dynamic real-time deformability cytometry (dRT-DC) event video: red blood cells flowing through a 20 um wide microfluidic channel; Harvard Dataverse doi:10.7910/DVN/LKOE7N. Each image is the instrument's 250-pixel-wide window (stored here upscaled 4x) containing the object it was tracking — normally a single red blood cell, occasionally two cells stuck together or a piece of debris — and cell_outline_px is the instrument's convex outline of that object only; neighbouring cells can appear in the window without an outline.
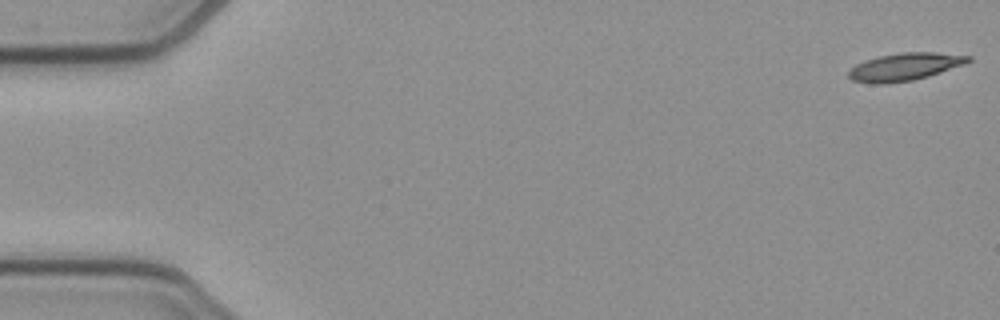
{"species": "common noctule bat (a hibernating species)", "species_latin": "Nyctalus noctula", "temperature_condition": "cold", "stored_images_in_passage": 52, "camera_frame_rate_fps": 3000, "um_per_image_px": 0.085, "animal": {"sex": "female", "body_mass_g": 21.9}, "frame": {"image": 1, "passage_image": 1, "time_ms": 0.0, "image_size_px": [1000, 320], "cell_outline_px": [[972, 60], [964, 64], [928, 76], [912, 80], [888, 84], [872, 84], [852, 80], [848, 76], [848, 72], [856, 64], [864, 60], [880, 56], [900, 52], [932, 52], [972, 56]], "centroid_in_image_um": [76.88, 5.68], "position_along_channel_um": 8.1, "area_um2": 19.19}}
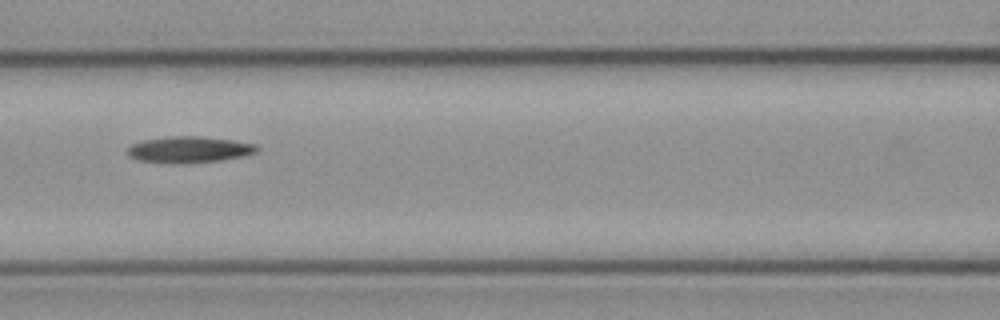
{"frame": {"image": 2, "passage_image": 23, "time_ms": 7.333, "image_size_px": [1000, 320], "cell_outline_px": [[260, 148], [256, 152], [244, 156], [224, 160], [180, 164], [168, 164], [136, 160], [128, 156], [128, 148], [132, 144], [144, 140], [172, 136], [200, 136], [232, 140], [256, 144]], "centroid_in_image_um": [16.08, 12.73], "position_along_channel_um": 150.5, "area_um2": 20.11}}
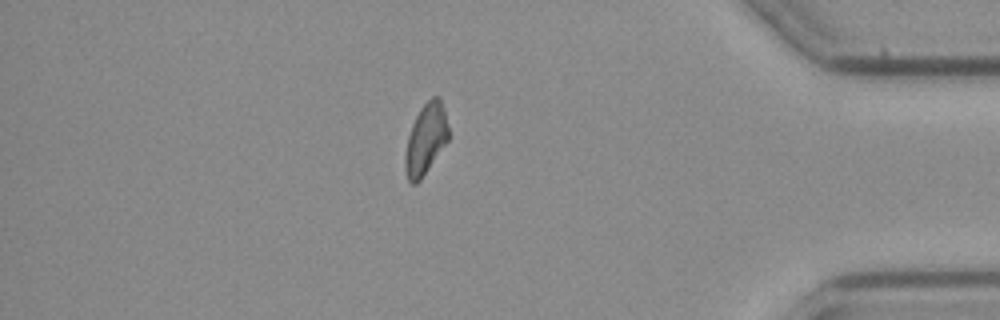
{"frame": {"image": 3, "passage_image": 45, "time_ms": 14.667, "image_size_px": [1000, 320], "cell_outline_px": [[448, 140], [420, 180], [416, 184], [412, 184], [408, 180], [404, 168], [404, 156], [408, 136], [412, 124], [420, 108], [432, 96], [440, 96], [448, 128]], "centroid_in_image_um": [36.16, 11.83], "position_along_channel_um": 399.0, "area_um2": 17.69}}